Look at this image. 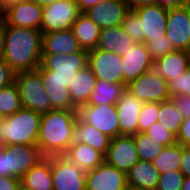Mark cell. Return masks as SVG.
<instances>
[{
    "mask_svg": "<svg viewBox=\"0 0 190 190\" xmlns=\"http://www.w3.org/2000/svg\"><path fill=\"white\" fill-rule=\"evenodd\" d=\"M36 70L40 74L45 93L50 99L52 110L76 111V106L72 103L66 84L53 75V71L45 70L41 65Z\"/></svg>",
    "mask_w": 190,
    "mask_h": 190,
    "instance_id": "cell-20",
    "label": "cell"
},
{
    "mask_svg": "<svg viewBox=\"0 0 190 190\" xmlns=\"http://www.w3.org/2000/svg\"><path fill=\"white\" fill-rule=\"evenodd\" d=\"M165 35L175 50L188 52L190 38V5L185 4L168 9Z\"/></svg>",
    "mask_w": 190,
    "mask_h": 190,
    "instance_id": "cell-11",
    "label": "cell"
},
{
    "mask_svg": "<svg viewBox=\"0 0 190 190\" xmlns=\"http://www.w3.org/2000/svg\"><path fill=\"white\" fill-rule=\"evenodd\" d=\"M130 10L142 5L156 4V0H123Z\"/></svg>",
    "mask_w": 190,
    "mask_h": 190,
    "instance_id": "cell-49",
    "label": "cell"
},
{
    "mask_svg": "<svg viewBox=\"0 0 190 190\" xmlns=\"http://www.w3.org/2000/svg\"><path fill=\"white\" fill-rule=\"evenodd\" d=\"M19 89L22 106L43 114L52 110L51 102L45 93L40 74L37 70L15 73L14 81Z\"/></svg>",
    "mask_w": 190,
    "mask_h": 190,
    "instance_id": "cell-5",
    "label": "cell"
},
{
    "mask_svg": "<svg viewBox=\"0 0 190 190\" xmlns=\"http://www.w3.org/2000/svg\"><path fill=\"white\" fill-rule=\"evenodd\" d=\"M22 0H0V14L6 11L10 6L17 4Z\"/></svg>",
    "mask_w": 190,
    "mask_h": 190,
    "instance_id": "cell-50",
    "label": "cell"
},
{
    "mask_svg": "<svg viewBox=\"0 0 190 190\" xmlns=\"http://www.w3.org/2000/svg\"><path fill=\"white\" fill-rule=\"evenodd\" d=\"M122 56L104 50L88 51V66L97 80L122 84Z\"/></svg>",
    "mask_w": 190,
    "mask_h": 190,
    "instance_id": "cell-12",
    "label": "cell"
},
{
    "mask_svg": "<svg viewBox=\"0 0 190 190\" xmlns=\"http://www.w3.org/2000/svg\"><path fill=\"white\" fill-rule=\"evenodd\" d=\"M54 190H86V172L63 155L50 156Z\"/></svg>",
    "mask_w": 190,
    "mask_h": 190,
    "instance_id": "cell-10",
    "label": "cell"
},
{
    "mask_svg": "<svg viewBox=\"0 0 190 190\" xmlns=\"http://www.w3.org/2000/svg\"><path fill=\"white\" fill-rule=\"evenodd\" d=\"M33 1L36 2L38 5H40L41 7H44L56 0H33Z\"/></svg>",
    "mask_w": 190,
    "mask_h": 190,
    "instance_id": "cell-51",
    "label": "cell"
},
{
    "mask_svg": "<svg viewBox=\"0 0 190 190\" xmlns=\"http://www.w3.org/2000/svg\"><path fill=\"white\" fill-rule=\"evenodd\" d=\"M145 45L153 61L163 57L169 52L175 51L172 43L167 39L166 35H163L162 38L149 40Z\"/></svg>",
    "mask_w": 190,
    "mask_h": 190,
    "instance_id": "cell-38",
    "label": "cell"
},
{
    "mask_svg": "<svg viewBox=\"0 0 190 190\" xmlns=\"http://www.w3.org/2000/svg\"><path fill=\"white\" fill-rule=\"evenodd\" d=\"M76 117L80 122L93 125L110 138L119 136V117L115 105L98 104L76 107Z\"/></svg>",
    "mask_w": 190,
    "mask_h": 190,
    "instance_id": "cell-6",
    "label": "cell"
},
{
    "mask_svg": "<svg viewBox=\"0 0 190 190\" xmlns=\"http://www.w3.org/2000/svg\"><path fill=\"white\" fill-rule=\"evenodd\" d=\"M185 176L180 170L160 174L156 190H182Z\"/></svg>",
    "mask_w": 190,
    "mask_h": 190,
    "instance_id": "cell-37",
    "label": "cell"
},
{
    "mask_svg": "<svg viewBox=\"0 0 190 190\" xmlns=\"http://www.w3.org/2000/svg\"><path fill=\"white\" fill-rule=\"evenodd\" d=\"M41 114L22 107L0 121V140L7 145H36Z\"/></svg>",
    "mask_w": 190,
    "mask_h": 190,
    "instance_id": "cell-3",
    "label": "cell"
},
{
    "mask_svg": "<svg viewBox=\"0 0 190 190\" xmlns=\"http://www.w3.org/2000/svg\"><path fill=\"white\" fill-rule=\"evenodd\" d=\"M121 26L134 42L144 43V32L141 27V20L133 10H129L126 13Z\"/></svg>",
    "mask_w": 190,
    "mask_h": 190,
    "instance_id": "cell-36",
    "label": "cell"
},
{
    "mask_svg": "<svg viewBox=\"0 0 190 190\" xmlns=\"http://www.w3.org/2000/svg\"><path fill=\"white\" fill-rule=\"evenodd\" d=\"M156 4L166 7L174 8L187 4V0H156Z\"/></svg>",
    "mask_w": 190,
    "mask_h": 190,
    "instance_id": "cell-47",
    "label": "cell"
},
{
    "mask_svg": "<svg viewBox=\"0 0 190 190\" xmlns=\"http://www.w3.org/2000/svg\"><path fill=\"white\" fill-rule=\"evenodd\" d=\"M7 144L4 141L0 140V154L5 152Z\"/></svg>",
    "mask_w": 190,
    "mask_h": 190,
    "instance_id": "cell-53",
    "label": "cell"
},
{
    "mask_svg": "<svg viewBox=\"0 0 190 190\" xmlns=\"http://www.w3.org/2000/svg\"><path fill=\"white\" fill-rule=\"evenodd\" d=\"M159 177L152 162L139 160L127 173V184L142 190H156Z\"/></svg>",
    "mask_w": 190,
    "mask_h": 190,
    "instance_id": "cell-26",
    "label": "cell"
},
{
    "mask_svg": "<svg viewBox=\"0 0 190 190\" xmlns=\"http://www.w3.org/2000/svg\"><path fill=\"white\" fill-rule=\"evenodd\" d=\"M127 186V174L105 161L86 172V190H124Z\"/></svg>",
    "mask_w": 190,
    "mask_h": 190,
    "instance_id": "cell-15",
    "label": "cell"
},
{
    "mask_svg": "<svg viewBox=\"0 0 190 190\" xmlns=\"http://www.w3.org/2000/svg\"><path fill=\"white\" fill-rule=\"evenodd\" d=\"M129 10L123 0H106L87 9L83 13L102 30L121 26Z\"/></svg>",
    "mask_w": 190,
    "mask_h": 190,
    "instance_id": "cell-18",
    "label": "cell"
},
{
    "mask_svg": "<svg viewBox=\"0 0 190 190\" xmlns=\"http://www.w3.org/2000/svg\"><path fill=\"white\" fill-rule=\"evenodd\" d=\"M160 103L144 102L138 122V133H145L148 128L158 121Z\"/></svg>",
    "mask_w": 190,
    "mask_h": 190,
    "instance_id": "cell-35",
    "label": "cell"
},
{
    "mask_svg": "<svg viewBox=\"0 0 190 190\" xmlns=\"http://www.w3.org/2000/svg\"><path fill=\"white\" fill-rule=\"evenodd\" d=\"M125 90V84L97 80L95 88L91 91L88 102L84 105H116Z\"/></svg>",
    "mask_w": 190,
    "mask_h": 190,
    "instance_id": "cell-30",
    "label": "cell"
},
{
    "mask_svg": "<svg viewBox=\"0 0 190 190\" xmlns=\"http://www.w3.org/2000/svg\"><path fill=\"white\" fill-rule=\"evenodd\" d=\"M182 190H190V177H185V182Z\"/></svg>",
    "mask_w": 190,
    "mask_h": 190,
    "instance_id": "cell-52",
    "label": "cell"
},
{
    "mask_svg": "<svg viewBox=\"0 0 190 190\" xmlns=\"http://www.w3.org/2000/svg\"><path fill=\"white\" fill-rule=\"evenodd\" d=\"M79 169L89 172L104 162V155L88 144H71L63 155Z\"/></svg>",
    "mask_w": 190,
    "mask_h": 190,
    "instance_id": "cell-27",
    "label": "cell"
},
{
    "mask_svg": "<svg viewBox=\"0 0 190 190\" xmlns=\"http://www.w3.org/2000/svg\"><path fill=\"white\" fill-rule=\"evenodd\" d=\"M42 57V32L36 29L8 26L2 59L15 72L36 70Z\"/></svg>",
    "mask_w": 190,
    "mask_h": 190,
    "instance_id": "cell-1",
    "label": "cell"
},
{
    "mask_svg": "<svg viewBox=\"0 0 190 190\" xmlns=\"http://www.w3.org/2000/svg\"><path fill=\"white\" fill-rule=\"evenodd\" d=\"M44 156L37 145H7L0 154V176L21 177Z\"/></svg>",
    "mask_w": 190,
    "mask_h": 190,
    "instance_id": "cell-4",
    "label": "cell"
},
{
    "mask_svg": "<svg viewBox=\"0 0 190 190\" xmlns=\"http://www.w3.org/2000/svg\"><path fill=\"white\" fill-rule=\"evenodd\" d=\"M180 171L185 177H190V146H182V161Z\"/></svg>",
    "mask_w": 190,
    "mask_h": 190,
    "instance_id": "cell-45",
    "label": "cell"
},
{
    "mask_svg": "<svg viewBox=\"0 0 190 190\" xmlns=\"http://www.w3.org/2000/svg\"><path fill=\"white\" fill-rule=\"evenodd\" d=\"M176 141L182 146H190V116L184 118Z\"/></svg>",
    "mask_w": 190,
    "mask_h": 190,
    "instance_id": "cell-42",
    "label": "cell"
},
{
    "mask_svg": "<svg viewBox=\"0 0 190 190\" xmlns=\"http://www.w3.org/2000/svg\"><path fill=\"white\" fill-rule=\"evenodd\" d=\"M124 190H142V189L127 186Z\"/></svg>",
    "mask_w": 190,
    "mask_h": 190,
    "instance_id": "cell-54",
    "label": "cell"
},
{
    "mask_svg": "<svg viewBox=\"0 0 190 190\" xmlns=\"http://www.w3.org/2000/svg\"><path fill=\"white\" fill-rule=\"evenodd\" d=\"M168 86L171 98L180 95L190 96V66L184 74L179 75L175 79H171L168 82Z\"/></svg>",
    "mask_w": 190,
    "mask_h": 190,
    "instance_id": "cell-40",
    "label": "cell"
},
{
    "mask_svg": "<svg viewBox=\"0 0 190 190\" xmlns=\"http://www.w3.org/2000/svg\"><path fill=\"white\" fill-rule=\"evenodd\" d=\"M0 190H21L20 179L0 176Z\"/></svg>",
    "mask_w": 190,
    "mask_h": 190,
    "instance_id": "cell-44",
    "label": "cell"
},
{
    "mask_svg": "<svg viewBox=\"0 0 190 190\" xmlns=\"http://www.w3.org/2000/svg\"><path fill=\"white\" fill-rule=\"evenodd\" d=\"M5 28H6L5 18L3 14H0V58H2L3 50H4Z\"/></svg>",
    "mask_w": 190,
    "mask_h": 190,
    "instance_id": "cell-48",
    "label": "cell"
},
{
    "mask_svg": "<svg viewBox=\"0 0 190 190\" xmlns=\"http://www.w3.org/2000/svg\"><path fill=\"white\" fill-rule=\"evenodd\" d=\"M96 83L97 78L88 65L79 70L68 87L72 103L76 107L86 104Z\"/></svg>",
    "mask_w": 190,
    "mask_h": 190,
    "instance_id": "cell-28",
    "label": "cell"
},
{
    "mask_svg": "<svg viewBox=\"0 0 190 190\" xmlns=\"http://www.w3.org/2000/svg\"><path fill=\"white\" fill-rule=\"evenodd\" d=\"M188 52L190 53V38H189V47H188Z\"/></svg>",
    "mask_w": 190,
    "mask_h": 190,
    "instance_id": "cell-55",
    "label": "cell"
},
{
    "mask_svg": "<svg viewBox=\"0 0 190 190\" xmlns=\"http://www.w3.org/2000/svg\"><path fill=\"white\" fill-rule=\"evenodd\" d=\"M82 50L71 29L42 33V55H68Z\"/></svg>",
    "mask_w": 190,
    "mask_h": 190,
    "instance_id": "cell-21",
    "label": "cell"
},
{
    "mask_svg": "<svg viewBox=\"0 0 190 190\" xmlns=\"http://www.w3.org/2000/svg\"><path fill=\"white\" fill-rule=\"evenodd\" d=\"M152 140L160 143L163 147L175 144L176 136L164 128L159 121L151 125L145 132Z\"/></svg>",
    "mask_w": 190,
    "mask_h": 190,
    "instance_id": "cell-39",
    "label": "cell"
},
{
    "mask_svg": "<svg viewBox=\"0 0 190 190\" xmlns=\"http://www.w3.org/2000/svg\"><path fill=\"white\" fill-rule=\"evenodd\" d=\"M4 119V117L2 116V114L0 113V121Z\"/></svg>",
    "mask_w": 190,
    "mask_h": 190,
    "instance_id": "cell-56",
    "label": "cell"
},
{
    "mask_svg": "<svg viewBox=\"0 0 190 190\" xmlns=\"http://www.w3.org/2000/svg\"><path fill=\"white\" fill-rule=\"evenodd\" d=\"M22 107L19 89L15 82L0 88V113L3 117L14 114Z\"/></svg>",
    "mask_w": 190,
    "mask_h": 190,
    "instance_id": "cell-33",
    "label": "cell"
},
{
    "mask_svg": "<svg viewBox=\"0 0 190 190\" xmlns=\"http://www.w3.org/2000/svg\"><path fill=\"white\" fill-rule=\"evenodd\" d=\"M71 30L82 50L96 49L101 29L83 12L79 14L73 23Z\"/></svg>",
    "mask_w": 190,
    "mask_h": 190,
    "instance_id": "cell-29",
    "label": "cell"
},
{
    "mask_svg": "<svg viewBox=\"0 0 190 190\" xmlns=\"http://www.w3.org/2000/svg\"><path fill=\"white\" fill-rule=\"evenodd\" d=\"M182 161V145L175 143L170 146H165L161 153L152 162L154 167L160 174L169 171L180 170Z\"/></svg>",
    "mask_w": 190,
    "mask_h": 190,
    "instance_id": "cell-31",
    "label": "cell"
},
{
    "mask_svg": "<svg viewBox=\"0 0 190 190\" xmlns=\"http://www.w3.org/2000/svg\"><path fill=\"white\" fill-rule=\"evenodd\" d=\"M76 111L50 110L41 114L37 146L44 157L64 155L72 144Z\"/></svg>",
    "mask_w": 190,
    "mask_h": 190,
    "instance_id": "cell-2",
    "label": "cell"
},
{
    "mask_svg": "<svg viewBox=\"0 0 190 190\" xmlns=\"http://www.w3.org/2000/svg\"><path fill=\"white\" fill-rule=\"evenodd\" d=\"M111 139L108 135L97 130L93 125L80 122L78 119L76 120L72 132V144H88L105 156Z\"/></svg>",
    "mask_w": 190,
    "mask_h": 190,
    "instance_id": "cell-23",
    "label": "cell"
},
{
    "mask_svg": "<svg viewBox=\"0 0 190 190\" xmlns=\"http://www.w3.org/2000/svg\"><path fill=\"white\" fill-rule=\"evenodd\" d=\"M139 160L133 136L126 135L112 138L104 157L107 164L126 174Z\"/></svg>",
    "mask_w": 190,
    "mask_h": 190,
    "instance_id": "cell-13",
    "label": "cell"
},
{
    "mask_svg": "<svg viewBox=\"0 0 190 190\" xmlns=\"http://www.w3.org/2000/svg\"><path fill=\"white\" fill-rule=\"evenodd\" d=\"M40 65L53 71L68 88L77 72L88 65V51H79L68 55H42Z\"/></svg>",
    "mask_w": 190,
    "mask_h": 190,
    "instance_id": "cell-9",
    "label": "cell"
},
{
    "mask_svg": "<svg viewBox=\"0 0 190 190\" xmlns=\"http://www.w3.org/2000/svg\"><path fill=\"white\" fill-rule=\"evenodd\" d=\"M122 59V84L125 85L153 69L154 61L151 59L145 43L134 42Z\"/></svg>",
    "mask_w": 190,
    "mask_h": 190,
    "instance_id": "cell-17",
    "label": "cell"
},
{
    "mask_svg": "<svg viewBox=\"0 0 190 190\" xmlns=\"http://www.w3.org/2000/svg\"><path fill=\"white\" fill-rule=\"evenodd\" d=\"M144 102L138 100L127 89L116 103L119 117V136H132L138 133L139 116Z\"/></svg>",
    "mask_w": 190,
    "mask_h": 190,
    "instance_id": "cell-19",
    "label": "cell"
},
{
    "mask_svg": "<svg viewBox=\"0 0 190 190\" xmlns=\"http://www.w3.org/2000/svg\"><path fill=\"white\" fill-rule=\"evenodd\" d=\"M15 81V72L0 58V88L9 86Z\"/></svg>",
    "mask_w": 190,
    "mask_h": 190,
    "instance_id": "cell-41",
    "label": "cell"
},
{
    "mask_svg": "<svg viewBox=\"0 0 190 190\" xmlns=\"http://www.w3.org/2000/svg\"><path fill=\"white\" fill-rule=\"evenodd\" d=\"M21 190H54L50 156L27 171L20 179Z\"/></svg>",
    "mask_w": 190,
    "mask_h": 190,
    "instance_id": "cell-25",
    "label": "cell"
},
{
    "mask_svg": "<svg viewBox=\"0 0 190 190\" xmlns=\"http://www.w3.org/2000/svg\"><path fill=\"white\" fill-rule=\"evenodd\" d=\"M42 10L43 7L33 0H22L10 6L2 14L8 26L41 31Z\"/></svg>",
    "mask_w": 190,
    "mask_h": 190,
    "instance_id": "cell-14",
    "label": "cell"
},
{
    "mask_svg": "<svg viewBox=\"0 0 190 190\" xmlns=\"http://www.w3.org/2000/svg\"><path fill=\"white\" fill-rule=\"evenodd\" d=\"M126 89L143 102L161 103L171 99L168 82L155 69L141 74Z\"/></svg>",
    "mask_w": 190,
    "mask_h": 190,
    "instance_id": "cell-7",
    "label": "cell"
},
{
    "mask_svg": "<svg viewBox=\"0 0 190 190\" xmlns=\"http://www.w3.org/2000/svg\"><path fill=\"white\" fill-rule=\"evenodd\" d=\"M132 136L134 138V143L140 160L153 162L161 153L163 146L155 140H152L145 133H137Z\"/></svg>",
    "mask_w": 190,
    "mask_h": 190,
    "instance_id": "cell-34",
    "label": "cell"
},
{
    "mask_svg": "<svg viewBox=\"0 0 190 190\" xmlns=\"http://www.w3.org/2000/svg\"><path fill=\"white\" fill-rule=\"evenodd\" d=\"M158 121L164 128L177 136L184 117L170 99L160 103Z\"/></svg>",
    "mask_w": 190,
    "mask_h": 190,
    "instance_id": "cell-32",
    "label": "cell"
},
{
    "mask_svg": "<svg viewBox=\"0 0 190 190\" xmlns=\"http://www.w3.org/2000/svg\"><path fill=\"white\" fill-rule=\"evenodd\" d=\"M106 0H75L80 12H85L87 9Z\"/></svg>",
    "mask_w": 190,
    "mask_h": 190,
    "instance_id": "cell-46",
    "label": "cell"
},
{
    "mask_svg": "<svg viewBox=\"0 0 190 190\" xmlns=\"http://www.w3.org/2000/svg\"><path fill=\"white\" fill-rule=\"evenodd\" d=\"M133 11L141 20L144 43L149 40L162 38L166 34L168 8L158 4H149L139 6L133 9Z\"/></svg>",
    "mask_w": 190,
    "mask_h": 190,
    "instance_id": "cell-16",
    "label": "cell"
},
{
    "mask_svg": "<svg viewBox=\"0 0 190 190\" xmlns=\"http://www.w3.org/2000/svg\"><path fill=\"white\" fill-rule=\"evenodd\" d=\"M175 106L181 112L184 118L190 116V96L180 95L171 98Z\"/></svg>",
    "mask_w": 190,
    "mask_h": 190,
    "instance_id": "cell-43",
    "label": "cell"
},
{
    "mask_svg": "<svg viewBox=\"0 0 190 190\" xmlns=\"http://www.w3.org/2000/svg\"><path fill=\"white\" fill-rule=\"evenodd\" d=\"M190 66V53L181 50L169 52L154 61L155 69L167 82L184 74Z\"/></svg>",
    "mask_w": 190,
    "mask_h": 190,
    "instance_id": "cell-22",
    "label": "cell"
},
{
    "mask_svg": "<svg viewBox=\"0 0 190 190\" xmlns=\"http://www.w3.org/2000/svg\"><path fill=\"white\" fill-rule=\"evenodd\" d=\"M80 13L75 0H56L43 7L41 32L71 29Z\"/></svg>",
    "mask_w": 190,
    "mask_h": 190,
    "instance_id": "cell-8",
    "label": "cell"
},
{
    "mask_svg": "<svg viewBox=\"0 0 190 190\" xmlns=\"http://www.w3.org/2000/svg\"><path fill=\"white\" fill-rule=\"evenodd\" d=\"M133 44V39L124 31L123 27L115 26L100 31L96 49L125 56Z\"/></svg>",
    "mask_w": 190,
    "mask_h": 190,
    "instance_id": "cell-24",
    "label": "cell"
}]
</instances>
